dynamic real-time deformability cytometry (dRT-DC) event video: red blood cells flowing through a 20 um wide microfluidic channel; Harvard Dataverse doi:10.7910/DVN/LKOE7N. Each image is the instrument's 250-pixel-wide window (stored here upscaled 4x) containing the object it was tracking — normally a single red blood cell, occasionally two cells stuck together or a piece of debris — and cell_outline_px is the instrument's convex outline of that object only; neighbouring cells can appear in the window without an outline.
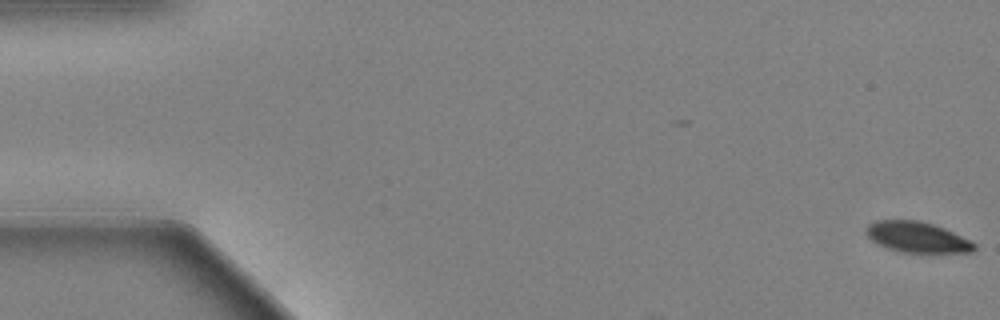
{"species": "Egyptian fruit bat (a non-hibernating species)", "species_latin": "Rousettus aegyptiacus", "temperature_condition": "warm", "stored_images_in_passage": 48, "camera_frame_rate_fps": 3000, "um_per_image_px": 0.085, "animal": {"sex": "female"}, "frame": {"image": 1, "passage_image": 1, "time_ms": 0.0, "image_size_px": [1000, 320], "cell_outline_px": [[976, 248], [972, 252], [904, 252], [888, 248], [876, 244], [864, 232], [864, 228], [868, 224], [876, 220], [920, 220], [944, 228], [972, 240], [976, 244]], "centroid_in_image_um": [77.94, 20.14], "position_along_channel_um": 7.1, "area_um2": 19.42}}
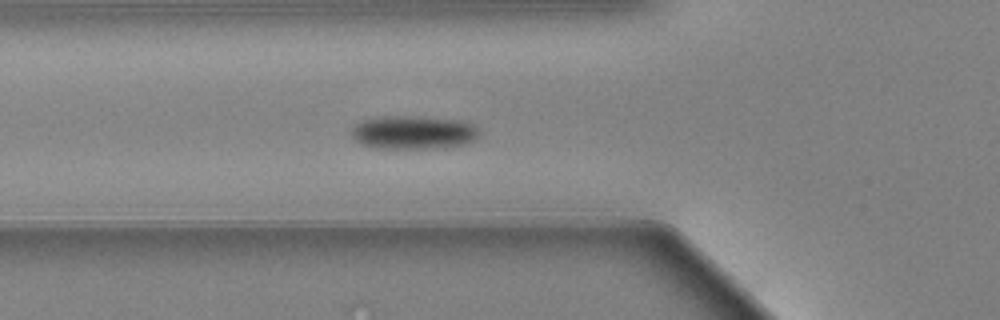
{"frame": {"image": 2, "passage_image": 22, "time_ms": 7.0, "image_size_px": [1000, 320], "cell_outline_px": [[480, 136], [464, 144], [436, 148], [376, 148], [360, 144], [352, 136], [352, 128], [360, 120], [384, 116], [396, 116], [456, 120], [472, 124], [480, 132]], "centroid_in_image_um": [35.09, 11.27], "position_along_channel_um": 90.7, "area_um2": 24.51}}
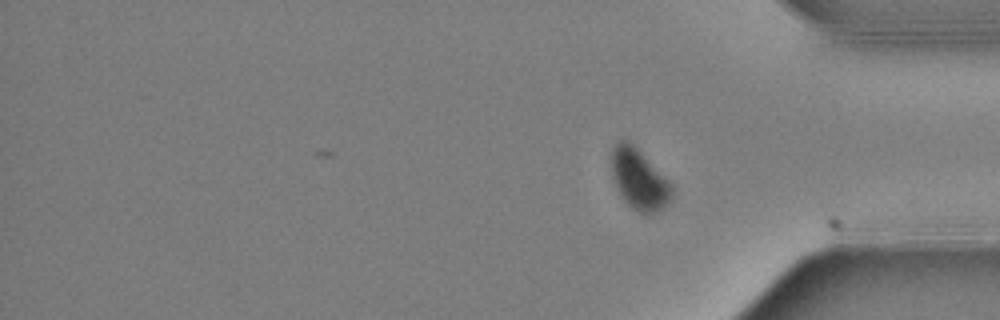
{"frame": {"image": 3, "passage_image": 48, "time_ms": 15.667, "image_size_px": [1000, 320], "cell_outline_px": [[672, 196], [656, 212], [640, 212], [632, 208], [624, 200], [616, 184], [612, 168], [612, 148], [620, 140], [628, 140], [672, 184]], "centroid_in_image_um": [54.32, 15.22], "position_along_channel_um": 380.9, "area_um2": 20.29}, "authors_computed_cell_mechanics": {"area_um2": 24.4205, "velocity_mm_per_s": 3.4339, "shape_relaxation_time_tau1_ms": 7.5659, "shape_relaxation_time_tau2_ms": null, "deformation_change_tau1": 0.1827, "deformation_change_tau2": null}}